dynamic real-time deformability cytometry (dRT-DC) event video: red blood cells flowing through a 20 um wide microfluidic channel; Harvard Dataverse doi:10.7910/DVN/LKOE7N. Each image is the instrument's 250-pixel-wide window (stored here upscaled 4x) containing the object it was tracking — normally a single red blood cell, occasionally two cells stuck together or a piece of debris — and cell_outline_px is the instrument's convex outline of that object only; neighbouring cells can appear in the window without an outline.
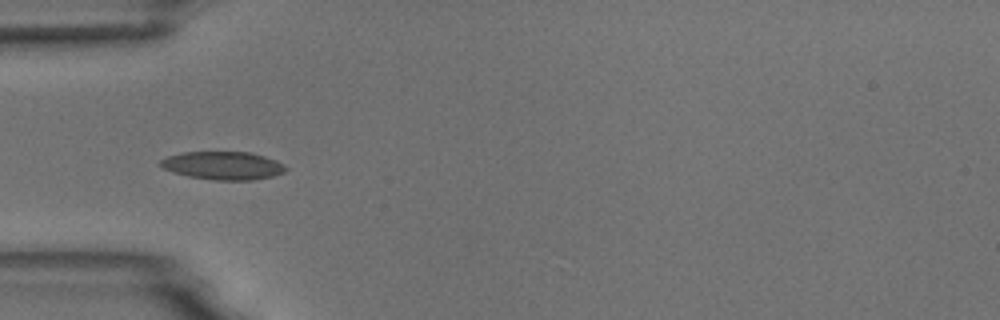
{"species": "common noctule bat (a hibernating species)", "species_latin": "Nyctalus noctula", "temperature_condition": "room temperature", "stored_images_in_passage": 8, "camera_frame_rate_fps": 3000, "um_per_image_px": 0.085, "animal": {"sex": "male", "body_mass_g": 18.8}, "frame": {"image": 1, "passage_image": 6, "time_ms": 5.667, "image_size_px": [1000, 320], "cell_outline_px": [[288, 168], [284, 172], [272, 176], [252, 180], [212, 180], [188, 176], [172, 172], [156, 164], [160, 160], [168, 156], [184, 152], [252, 152], [276, 160], [284, 164]], "centroid_in_image_um": [18.95, 14.07], "position_along_channel_um": 66.1, "area_um2": 20.63}}